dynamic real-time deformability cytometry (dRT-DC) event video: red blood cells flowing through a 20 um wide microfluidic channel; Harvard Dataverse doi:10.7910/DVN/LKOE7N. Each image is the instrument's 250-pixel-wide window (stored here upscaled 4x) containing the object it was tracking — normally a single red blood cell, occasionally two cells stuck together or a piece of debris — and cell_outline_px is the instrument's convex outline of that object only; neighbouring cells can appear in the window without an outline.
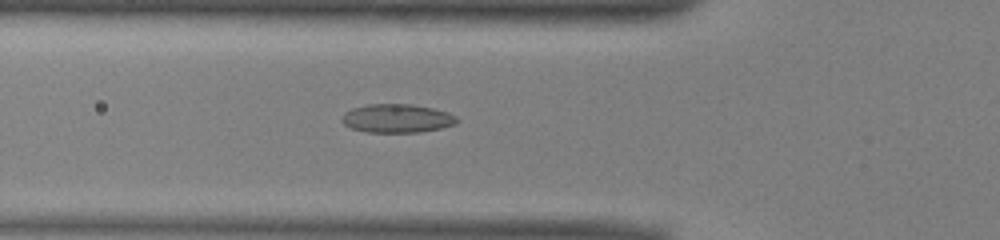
{"species": "common noctule bat (a hibernating species)", "species_latin": "Nyctalus noctula", "temperature_condition": "warm", "stored_images_in_passage": 50, "camera_frame_rate_fps": 3000, "um_per_image_px": 0.085, "animal": {"sex": "male", "body_mass_g": 13.0, "forearm_length_mm": 53.1}, "frame": {"image": 1, "passage_image": 17, "time_ms": 5.333, "image_size_px": [1000, 240], "cell_outline_px": [[460, 120], [456, 124], [440, 128], [420, 132], [364, 132], [352, 128], [344, 124], [340, 120], [344, 112], [352, 108], [368, 104], [412, 104], [432, 108], [448, 112], [456, 116]], "centroid_in_image_um": [33.74, 10.06], "position_along_channel_um": 92.1, "area_um2": 19.31}}
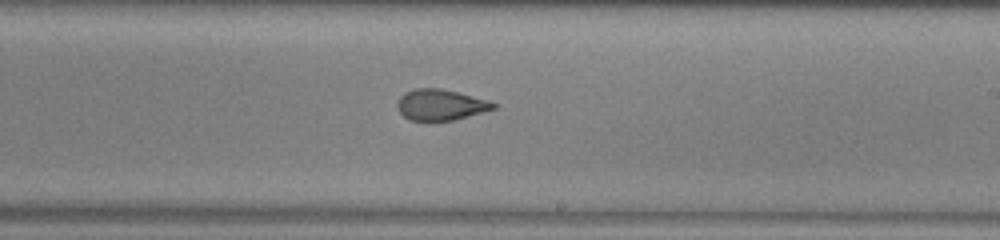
{"frame": {"image": 2, "passage_image": 29, "time_ms": 9.333, "image_size_px": [1000, 240], "cell_outline_px": [[496, 108], [484, 112], [452, 120], [408, 120], [400, 112], [396, 104], [400, 96], [404, 92], [416, 88], [440, 88], [488, 100], [496, 104]], "centroid_in_image_um": [37.43, 8.9], "position_along_channel_um": 251.6, "area_um2": 17.17}}
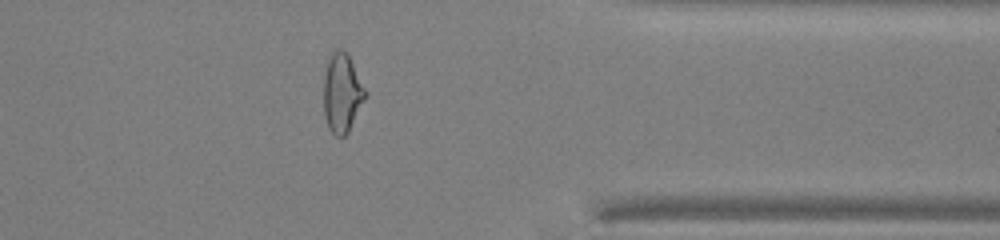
{"frame": {"image": 3, "passage_image": 40, "time_ms": 13.0, "image_size_px": [1000, 240], "cell_outline_px": [[368, 92], [348, 132], [344, 136], [336, 136], [328, 128], [324, 112], [324, 76], [328, 60], [332, 52], [336, 48], [340, 48], [348, 52]], "centroid_in_image_um": [29.09, 7.85], "position_along_channel_um": 382.3, "area_um2": 19.31}, "authors_computed_cell_mechanics": {"area_um2": 19.3052, "velocity_mm_per_s": 3.9811, "shape_relaxation_time_tau1_ms": 6.6932, "shape_relaxation_time_tau2_ms": 1.332, "deformation_change_tau1": 0.1931, "deformation_change_tau2": 0.077}}